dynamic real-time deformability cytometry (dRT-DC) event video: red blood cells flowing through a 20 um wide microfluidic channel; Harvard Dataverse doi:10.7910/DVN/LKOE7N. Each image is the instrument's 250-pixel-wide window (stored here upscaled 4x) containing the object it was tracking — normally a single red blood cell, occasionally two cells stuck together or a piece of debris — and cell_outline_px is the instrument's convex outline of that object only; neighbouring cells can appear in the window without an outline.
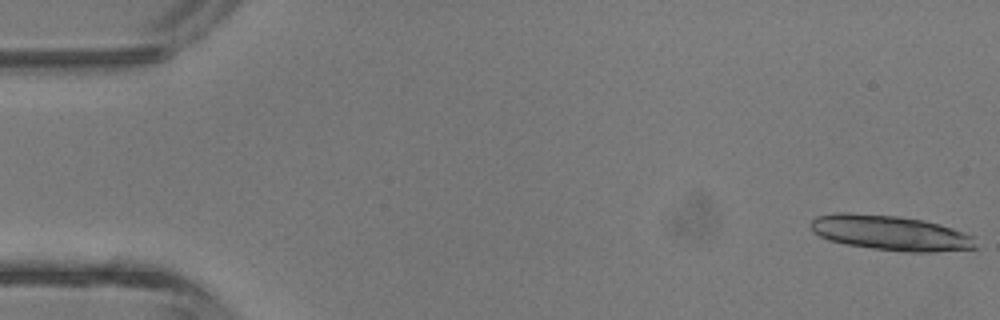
{"species": "common noctule bat (a hibernating species)", "species_latin": "Nyctalus noctula", "temperature_condition": "room temperature", "stored_images_in_passage": 28, "camera_frame_rate_fps": 3000, "um_per_image_px": 0.085, "animal": {"sex": "male", "body_mass_g": 13.3}, "frame": {"image": 1, "passage_image": 1, "time_ms": 0.0, "image_size_px": [1000, 320], "cell_outline_px": [[976, 248], [932, 252], [908, 252], [872, 248], [848, 244], [828, 240], [812, 232], [808, 224], [816, 216], [836, 212], [848, 212], [900, 216], [924, 220], [940, 224], [964, 232], [972, 236]], "centroid_in_image_um": [75.63, 19.77], "position_along_channel_um": 9.4, "area_um2": 33.76}}
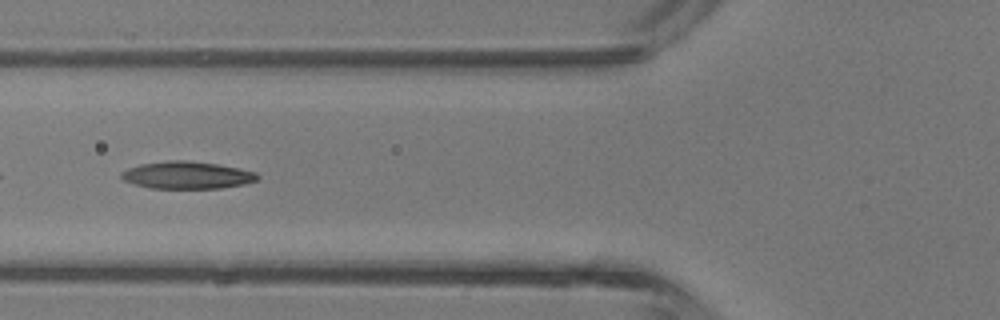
{"frame": {"image": 2, "passage_image": 17, "time_ms": 5.333, "image_size_px": [1000, 320], "cell_outline_px": [[260, 176], [256, 180], [244, 184], [220, 188], [148, 188], [132, 184], [124, 180], [120, 176], [120, 172], [128, 168], [140, 164], [168, 160], [184, 160], [216, 164], [240, 168], [256, 172]], "centroid_in_image_um": [15.87, 14.89], "position_along_channel_um": 109.9, "area_um2": 21.73}}
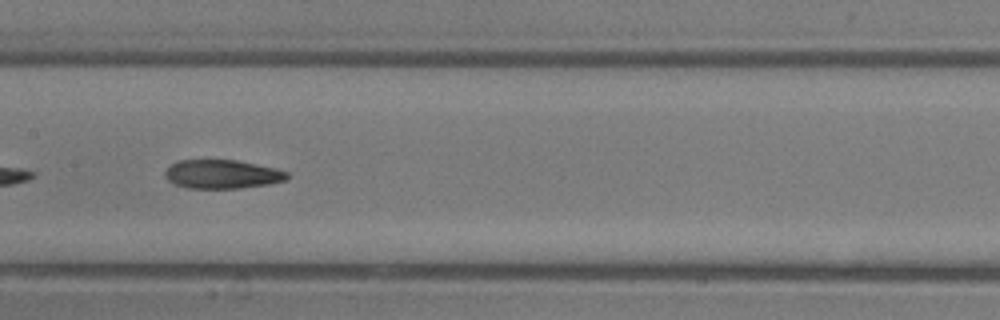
{"frame": {"image": 3, "passage_image": 22, "time_ms": 7.0, "image_size_px": [1000, 320], "cell_outline_px": [[288, 176], [284, 180], [268, 184], [240, 188], [188, 188], [176, 184], [168, 180], [164, 176], [164, 172], [176, 160], [236, 160], [276, 168], [288, 172]], "centroid_in_image_um": [18.86, 14.8], "position_along_channel_um": 188.5, "area_um2": 20.35}}